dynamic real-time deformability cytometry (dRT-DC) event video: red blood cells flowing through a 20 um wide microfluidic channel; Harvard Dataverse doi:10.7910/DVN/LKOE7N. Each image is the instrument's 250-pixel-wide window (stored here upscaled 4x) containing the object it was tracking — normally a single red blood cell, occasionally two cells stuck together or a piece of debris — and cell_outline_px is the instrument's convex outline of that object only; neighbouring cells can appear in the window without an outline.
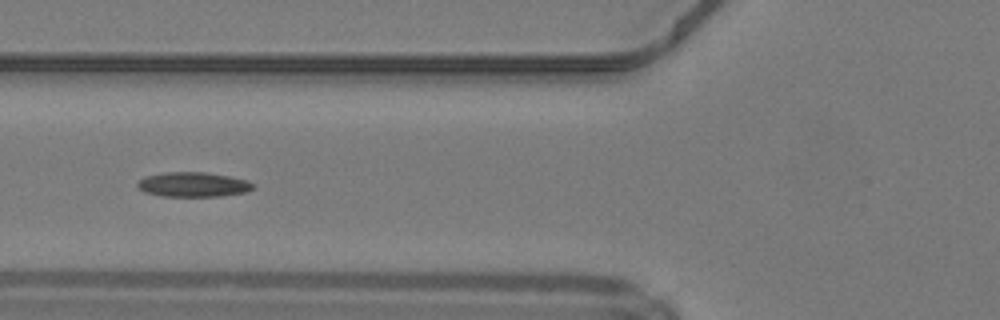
{"species": "common noctule bat (a hibernating species)", "species_latin": "Nyctalus noctula", "temperature_condition": "warm", "stored_images_in_passage": 36, "camera_frame_rate_fps": 3000, "um_per_image_px": 0.085, "animal": {"sex": "male", "body_mass_g": 19.2, "forearm_length_mm": 51.8}, "frame": {"image": 1, "passage_image": 6, "time_ms": 1.667, "image_size_px": [1000, 320], "cell_outline_px": [[256, 184], [248, 192], [220, 196], [164, 196], [144, 192], [136, 184], [144, 176], [164, 172], [204, 172], [228, 176], [248, 180]], "centroid_in_image_um": [16.44, 15.68], "position_along_channel_um": 109.4, "area_um2": 16.65}, "authors_computed_cell_mechanics": {"area_um2": 16.0395, "velocity_mm_per_s": 4.2206, "shape_relaxation_time_tau1_ms": null, "shape_relaxation_time_tau2_ms": 8.3407, "deformation_change_tau1": null, "deformation_change_tau2": 0.1405}}